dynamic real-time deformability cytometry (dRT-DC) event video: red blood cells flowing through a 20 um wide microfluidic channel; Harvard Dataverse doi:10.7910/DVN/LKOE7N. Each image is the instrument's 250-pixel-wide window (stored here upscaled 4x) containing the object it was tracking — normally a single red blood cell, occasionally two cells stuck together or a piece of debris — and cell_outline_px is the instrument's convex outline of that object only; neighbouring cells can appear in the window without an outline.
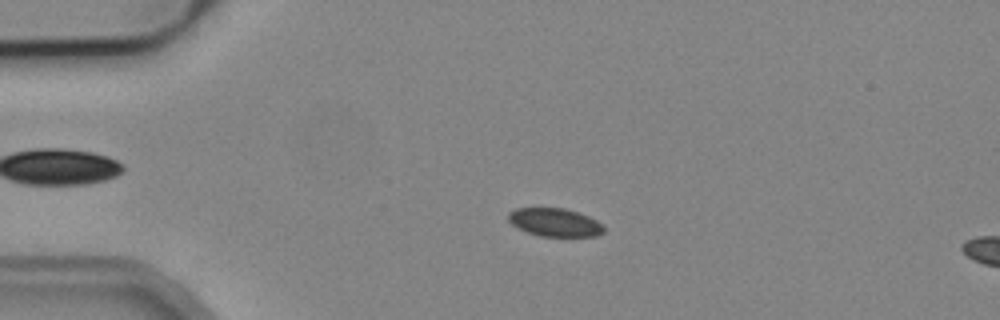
{"species": "common noctule bat (a hibernating species)", "species_latin": "Nyctalus noctula", "temperature_condition": "cold", "stored_images_in_passage": 5, "segment_of_instrument_passage": [1, 2], "camera_frame_rate_fps": 3000, "um_per_image_px": 0.085, "animal": {"sex": "male", "body_mass_g": 19.2, "forearm_length_mm": 51.8}, "frame": {"image": 1, "passage_image": 4, "time_ms": 4.0, "image_size_px": [1000, 320], "cell_outline_px": [[604, 232], [596, 236], [540, 236], [528, 232], [512, 224], [508, 220], [508, 212], [516, 208], [564, 208], [588, 216], [596, 220], [604, 228]], "centroid_in_image_um": [47.14, 18.89], "position_along_channel_um": 37.9, "area_um2": 15.49}}